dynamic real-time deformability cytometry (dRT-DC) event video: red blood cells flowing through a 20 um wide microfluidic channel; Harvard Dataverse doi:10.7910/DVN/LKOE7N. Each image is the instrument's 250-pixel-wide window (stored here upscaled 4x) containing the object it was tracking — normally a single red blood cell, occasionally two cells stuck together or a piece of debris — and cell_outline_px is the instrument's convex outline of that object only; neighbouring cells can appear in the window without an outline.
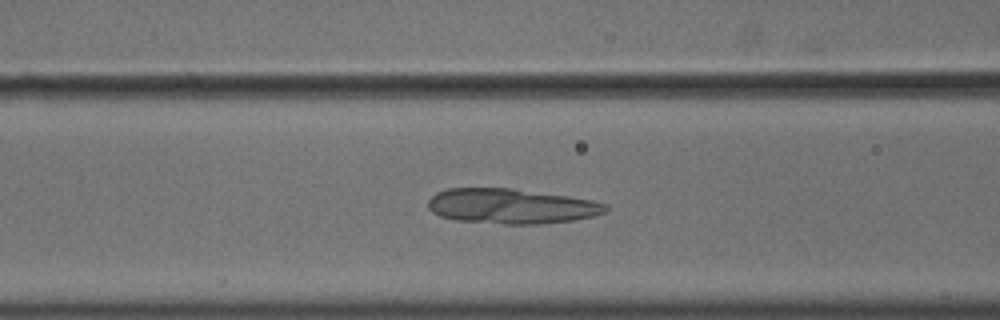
{"species": "common noctule bat (a hibernating species)", "species_latin": "Nyctalus noctula", "temperature_condition": "cold", "stored_images_in_passage": 55, "camera_frame_rate_fps": 3000, "um_per_image_px": 0.085, "animal": {"sex": "male", "body_mass_g": 18.8}, "frame": {"image": 1, "passage_image": 23, "time_ms": 7.333, "image_size_px": [1000, 320], "cell_outline_px": [[608, 208], [604, 212], [592, 216], [572, 220], [536, 224], [504, 224], [456, 220], [440, 216], [432, 212], [428, 208], [428, 200], [436, 192], [448, 188], [512, 188], [568, 196], [592, 200], [608, 204]], "centroid_in_image_um": [43.42, 17.52], "position_along_channel_um": 123.2, "area_um2": 36.18}}
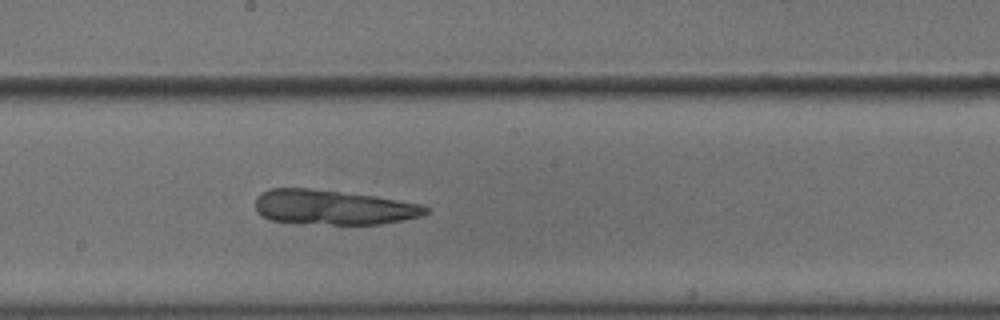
{"frame": {"image": 2, "passage_image": 31, "time_ms": 10.0, "image_size_px": [1000, 320], "cell_outline_px": [[428, 212], [420, 216], [404, 220], [380, 224], [332, 224], [272, 220], [256, 212], [256, 196], [260, 192], [268, 188], [308, 188], [372, 196], [420, 204], [428, 208]], "centroid_in_image_um": [28.29, 17.61], "position_along_channel_um": 219.9, "area_um2": 33.99}}
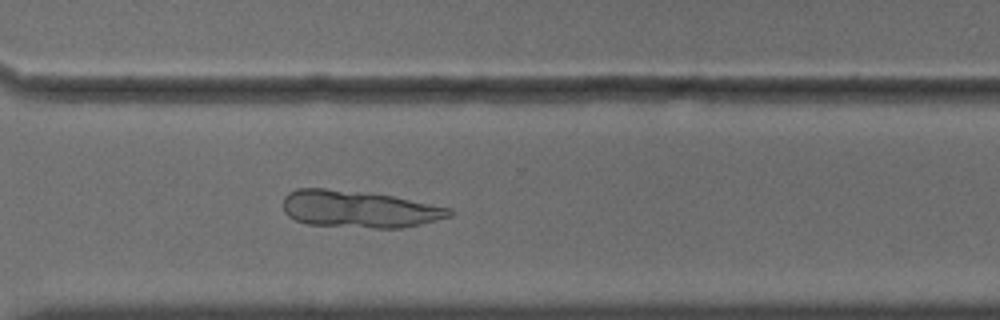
{"frame": {"image": 3, "passage_image": 41, "time_ms": 13.333, "image_size_px": [1000, 320], "cell_outline_px": [[452, 216], [420, 224], [400, 228], [372, 228], [308, 224], [296, 220], [288, 216], [284, 212], [284, 196], [288, 192], [296, 188], [324, 188], [392, 196], [452, 208]], "centroid_in_image_um": [30.5, 17.78], "position_along_channel_um": 340.1, "area_um2": 35.66}}